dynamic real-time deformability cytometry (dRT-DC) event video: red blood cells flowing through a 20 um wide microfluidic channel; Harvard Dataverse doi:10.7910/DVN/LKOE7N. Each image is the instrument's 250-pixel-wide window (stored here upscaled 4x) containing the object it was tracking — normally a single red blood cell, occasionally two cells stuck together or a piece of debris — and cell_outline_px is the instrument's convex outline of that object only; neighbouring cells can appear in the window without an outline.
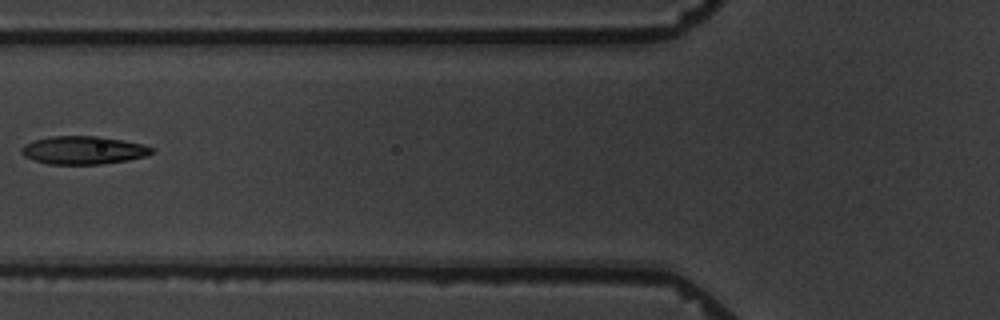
{"species": "common noctule bat (a hibernating species)", "species_latin": "Nyctalus noctula", "temperature_condition": "warm", "stored_images_in_passage": 9, "camera_frame_rate_fps": 3000, "um_per_image_px": 0.085, "animal": {"sex": "male", "body_mass_g": 19.5, "forearm_length_mm": 54.6}, "frame": {"image": 1, "passage_image": 6, "time_ms": 6.0, "image_size_px": [1000, 320], "cell_outline_px": [[156, 152], [144, 156], [128, 160], [100, 164], [48, 164], [24, 156], [20, 152], [20, 148], [24, 144], [32, 140], [52, 136], [100, 136], [124, 140], [156, 148]], "centroid_in_image_um": [7.09, 12.76], "position_along_channel_um": 118.7, "area_um2": 21.44}}
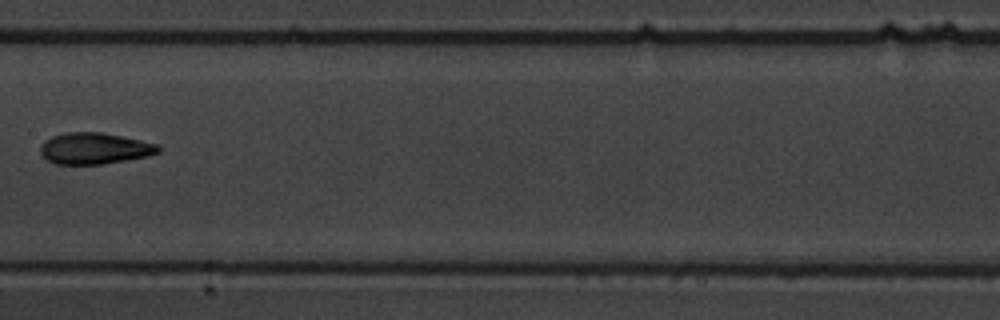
{"frame": {"image": 2, "passage_image": 8, "time_ms": 8.333, "image_size_px": [1000, 320], "cell_outline_px": [[160, 152], [148, 156], [104, 164], [56, 164], [48, 160], [40, 152], [40, 148], [44, 140], [52, 136], [68, 132], [100, 132], [140, 140], [156, 144], [160, 148]], "centroid_in_image_um": [8.02, 12.62], "position_along_channel_um": 199.4, "area_um2": 21.39}}
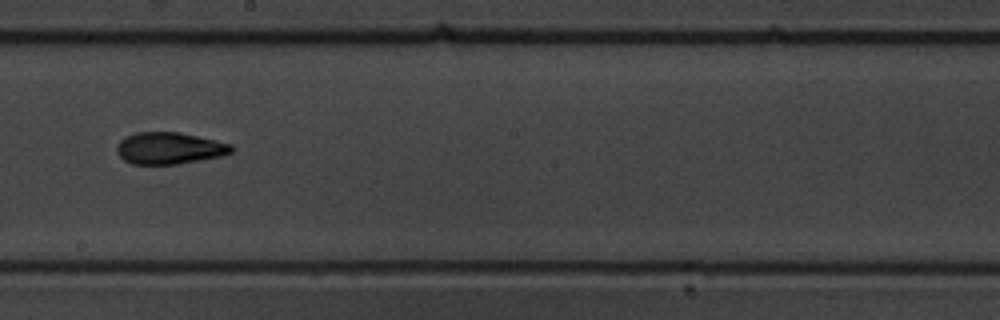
{"frame": {"image": 3, "passage_image": 9, "time_ms": 9.333, "image_size_px": [1000, 320], "cell_outline_px": [[236, 148], [232, 152], [220, 156], [200, 160], [176, 164], [132, 164], [124, 160], [116, 152], [116, 148], [120, 140], [136, 132], [180, 132], [216, 140], [232, 144]], "centroid_in_image_um": [14.41, 12.59], "position_along_channel_um": 233.8, "area_um2": 21.27}}